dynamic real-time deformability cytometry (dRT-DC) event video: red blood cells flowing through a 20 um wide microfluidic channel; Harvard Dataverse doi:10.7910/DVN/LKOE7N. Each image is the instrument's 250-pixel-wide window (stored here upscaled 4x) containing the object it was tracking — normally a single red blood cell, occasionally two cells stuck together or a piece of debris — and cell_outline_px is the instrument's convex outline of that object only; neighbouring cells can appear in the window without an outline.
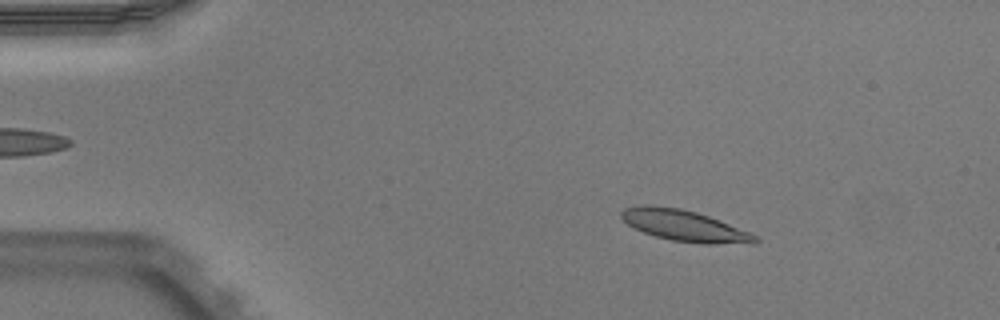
{"species": "Egyptian fruit bat (a non-hibernating species)", "species_latin": "Rousettus aegyptiacus", "temperature_condition": "warm", "stored_images_in_passage": 46, "camera_frame_rate_fps": 3000, "um_per_image_px": 0.085, "animal": {"sex": "male"}, "frame": {"image": 1, "passage_image": 3, "time_ms": 0.667, "image_size_px": [1000, 320], "cell_outline_px": [[760, 240], [756, 244], [704, 244], [672, 240], [656, 236], [644, 232], [628, 224], [620, 216], [620, 212], [624, 208], [644, 204], [652, 204], [680, 208], [696, 212], [708, 216], [748, 232], [756, 236]], "centroid_in_image_um": [58.17, 19.18], "position_along_channel_um": 26.8, "area_um2": 24.22}}
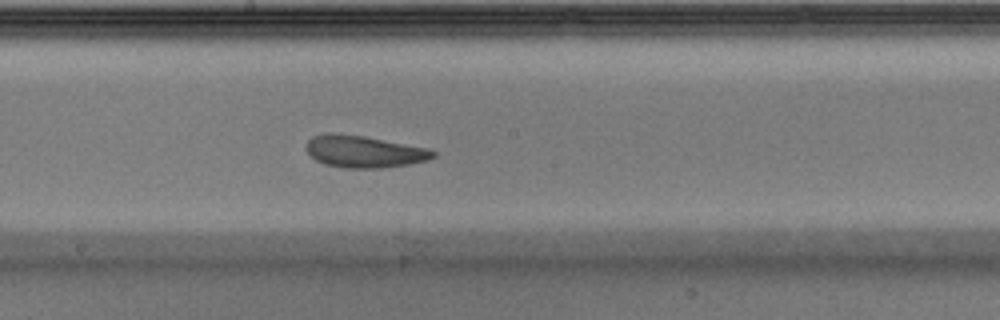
{"frame": {"image": 2, "passage_image": 23, "time_ms": 7.333, "image_size_px": [1000, 320], "cell_outline_px": [[436, 156], [428, 160], [408, 164], [380, 168], [344, 168], [324, 164], [316, 160], [308, 152], [304, 144], [312, 136], [328, 132], [364, 136], [428, 148], [436, 152]], "centroid_in_image_um": [30.92, 12.88], "position_along_channel_um": 217.3, "area_um2": 23.7}}
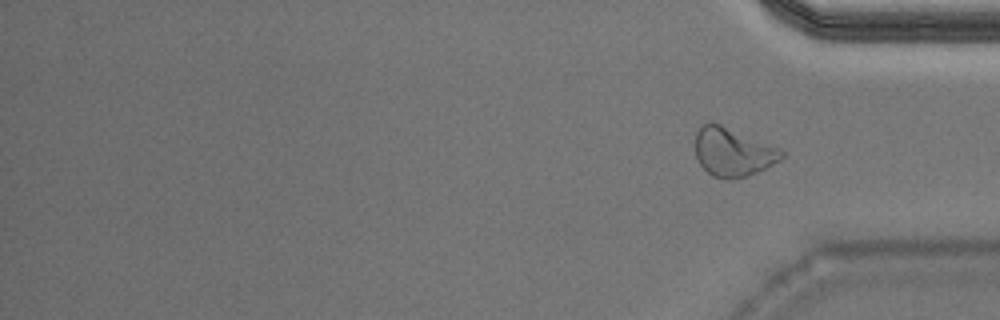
{"frame": {"image": 3, "passage_image": 46, "time_ms": 15.0, "image_size_px": [1000, 320], "cell_outline_px": [[784, 156], [780, 160], [756, 172], [732, 180], [724, 180], [712, 176], [700, 164], [696, 156], [696, 132], [700, 124], [708, 120], [712, 120], [780, 148], [784, 152]], "centroid_in_image_um": [62.26, 12.89], "position_along_channel_um": 372.9, "area_um2": 24.68}, "authors_computed_cell_mechanics": {"area_um2": 23.7269, "velocity_mm_per_s": 3.9046, "shape_relaxation_time_tau1_ms": 4.728, "shape_relaxation_time_tau2_ms": 4.2915, "deformation_change_tau1": 0.1352, "deformation_change_tau2": 0.0828}}